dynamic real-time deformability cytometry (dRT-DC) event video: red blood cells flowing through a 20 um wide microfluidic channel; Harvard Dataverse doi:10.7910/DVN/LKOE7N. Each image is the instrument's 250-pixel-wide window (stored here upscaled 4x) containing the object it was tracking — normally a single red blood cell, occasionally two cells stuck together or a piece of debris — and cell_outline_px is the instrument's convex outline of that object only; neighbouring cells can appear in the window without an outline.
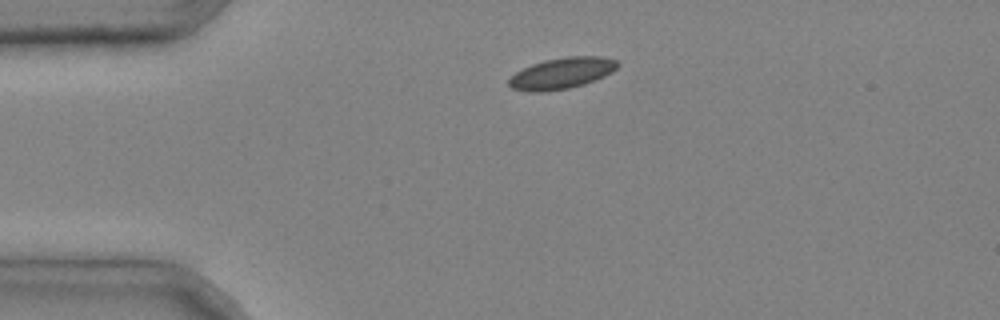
{"species": "common noctule bat (a hibernating species)", "species_latin": "Nyctalus noctula", "temperature_condition": "cold", "stored_images_in_passage": 2, "camera_frame_rate_fps": 3000, "um_per_image_px": 0.085, "animal": {"sex": "male", "body_mass_g": 20.4}, "frame": {"image": 1, "passage_image": 1, "time_ms": 0.0, "image_size_px": [1000, 320], "cell_outline_px": [[620, 64], [612, 72], [604, 76], [584, 84], [568, 88], [544, 92], [528, 92], [512, 88], [508, 84], [508, 80], [516, 72], [532, 64], [544, 60], [564, 56], [604, 56], [616, 60]], "centroid_in_image_um": [47.76, 6.22], "position_along_channel_um": 37.2, "area_um2": 19.83}}